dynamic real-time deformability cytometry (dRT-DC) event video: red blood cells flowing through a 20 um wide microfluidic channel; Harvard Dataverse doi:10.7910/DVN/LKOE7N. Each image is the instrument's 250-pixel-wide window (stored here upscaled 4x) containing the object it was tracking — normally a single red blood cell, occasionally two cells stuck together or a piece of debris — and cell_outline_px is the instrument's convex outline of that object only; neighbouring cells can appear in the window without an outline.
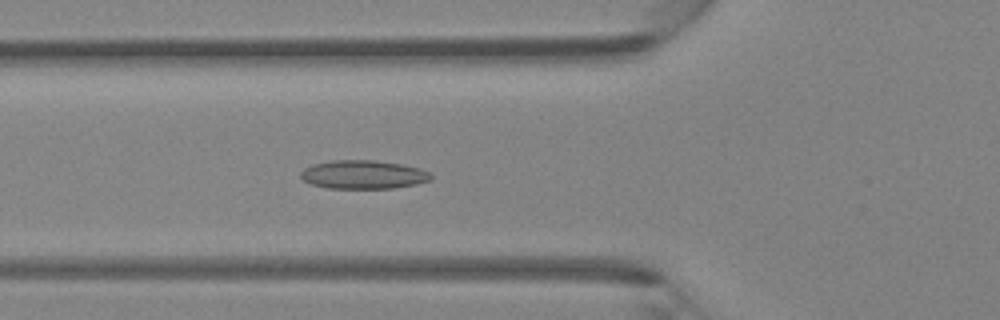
{"species": "Egyptian fruit bat (a non-hibernating species)", "species_latin": "Rousettus aegyptiacus", "temperature_condition": "room temperature", "stored_images_in_passage": 46, "camera_frame_rate_fps": 3000, "um_per_image_px": 0.085, "animal": {"sex": "female"}, "frame": {"image": 1, "passage_image": 17, "time_ms": 5.333, "image_size_px": [1000, 320], "cell_outline_px": [[432, 180], [416, 184], [392, 188], [328, 188], [308, 184], [300, 176], [300, 172], [304, 168], [312, 164], [332, 160], [376, 160], [400, 164], [420, 168], [432, 172]], "centroid_in_image_um": [30.88, 14.83], "position_along_channel_um": 94.9, "area_um2": 21.91}}
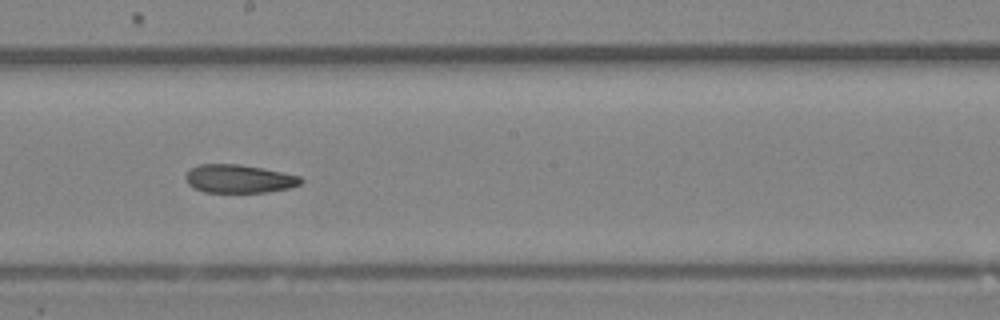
{"frame": {"image": 2, "passage_image": 26, "time_ms": 8.333, "image_size_px": [1000, 320], "cell_outline_px": [[304, 180], [300, 184], [288, 188], [268, 192], [204, 192], [192, 188], [188, 184], [184, 176], [192, 168], [200, 164], [240, 164], [300, 176]], "centroid_in_image_um": [20.28, 15.2], "position_along_channel_um": 227.9, "area_um2": 18.9}}
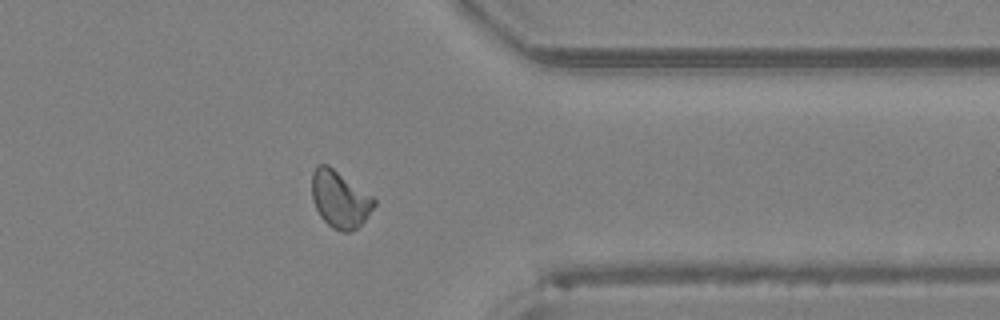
{"frame": {"image": 3, "passage_image": 37, "time_ms": 12.0, "image_size_px": [1000, 320], "cell_outline_px": [[376, 204], [364, 220], [356, 228], [348, 232], [344, 232], [332, 228], [320, 216], [312, 200], [312, 172], [316, 164], [328, 164], [372, 196], [376, 200]], "centroid_in_image_um": [28.86, 16.92], "position_along_channel_um": 382.5, "area_um2": 20.52}}